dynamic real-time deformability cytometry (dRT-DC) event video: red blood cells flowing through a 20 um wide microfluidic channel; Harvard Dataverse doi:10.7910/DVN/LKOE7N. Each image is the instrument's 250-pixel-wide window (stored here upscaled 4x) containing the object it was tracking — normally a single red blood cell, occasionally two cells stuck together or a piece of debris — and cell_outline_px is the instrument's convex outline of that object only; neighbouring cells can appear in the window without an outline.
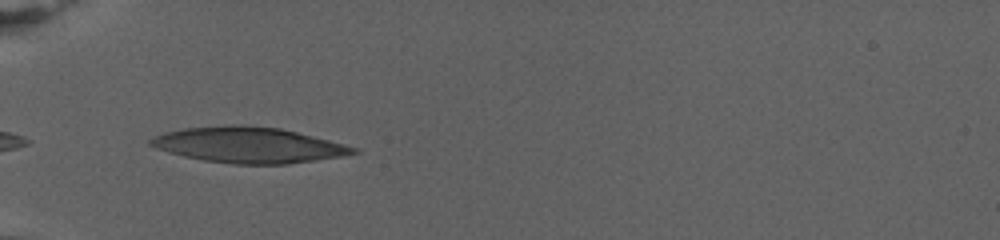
{"species": "human", "species_latin": "Homo sapiens", "temperature_condition": "warm", "stored_images_in_passage": 30, "camera_frame_rate_fps": 3000, "um_per_image_px": 0.085, "donor": {"sex": "female"}, "frame": {"image": 1, "passage_image": 1, "time_ms": 0.0, "image_size_px": [1000, 240], "cell_outline_px": [[360, 152], [340, 156], [288, 164], [232, 164], [204, 160], [184, 156], [168, 152], [156, 148], [148, 144], [148, 140], [152, 136], [164, 132], [184, 128], [224, 124], [240, 124], [280, 128], [328, 140], [356, 148]], "centroid_in_image_um": [21.04, 12.31], "position_along_channel_um": 64.0, "area_um2": 42.08}}
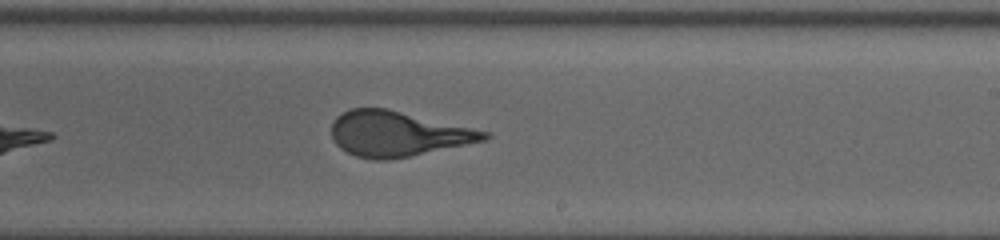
{"frame": {"image": 2, "passage_image": 15, "time_ms": 7.333, "image_size_px": [1000, 240], "cell_outline_px": [[492, 136], [484, 140], [408, 156], [388, 160], [372, 160], [356, 156], [340, 148], [336, 144], [332, 136], [332, 120], [340, 112], [352, 108], [388, 108], [488, 132]], "centroid_in_image_um": [33.72, 11.36], "position_along_channel_um": 255.3, "area_um2": 39.77}}
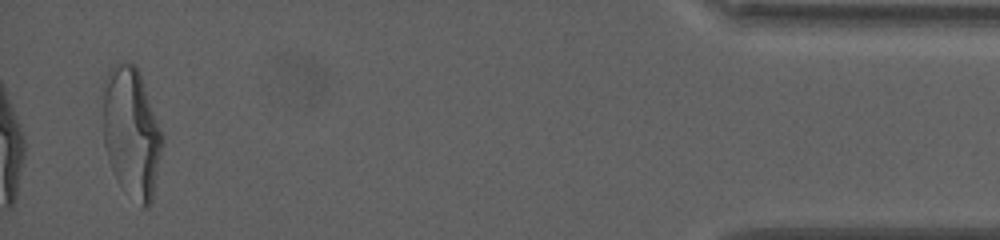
{"frame": {"image": 3, "passage_image": 30, "time_ms": 16.0, "image_size_px": [1000, 240], "cell_outline_px": [[164, 140], [152, 200], [148, 208], [140, 208], [116, 180], [108, 160], [104, 144], [104, 80], [108, 72], [116, 64], [132, 64], [140, 72], [164, 136]], "centroid_in_image_um": [11.2, 11.33], "position_along_channel_um": 424.0, "area_um2": 45.03}, "authors_computed_cell_mechanics": {"area_um2": 40.6045, "velocity_mm_per_s": 2.7246, "shape_relaxation_time_tau1_ms": 7.524, "shape_relaxation_time_tau2_ms": 1.1166, "deformation_change_tau1": 0.2659, "deformation_change_tau2": 0.09}}